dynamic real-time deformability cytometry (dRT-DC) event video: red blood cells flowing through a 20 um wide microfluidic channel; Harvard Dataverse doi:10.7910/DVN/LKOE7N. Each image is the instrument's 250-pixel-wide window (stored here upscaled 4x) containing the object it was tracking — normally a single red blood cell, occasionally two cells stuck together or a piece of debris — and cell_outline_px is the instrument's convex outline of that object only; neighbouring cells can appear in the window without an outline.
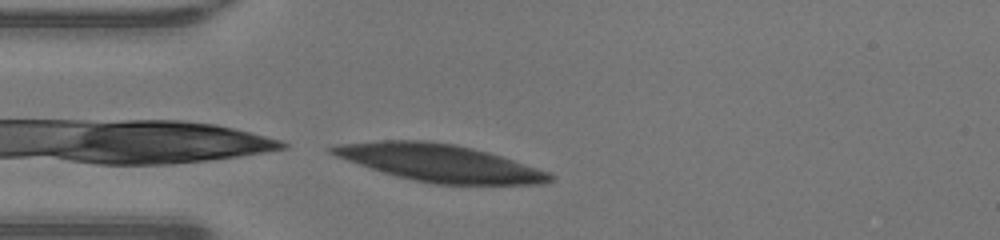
{"species": "human", "species_latin": "Homo sapiens", "temperature_condition": "warm", "stored_images_in_passage": 4, "camera_frame_rate_fps": 3000, "um_per_image_px": 0.085, "donor": {"sex": "male"}, "frame": {"image": 1, "passage_image": 4, "time_ms": 1.0, "image_size_px": [1000, 240], "cell_outline_px": [[556, 180], [540, 184], [436, 184], [396, 176], [336, 156], [328, 152], [328, 148], [336, 144], [380, 140], [428, 140], [456, 144], [488, 152], [548, 172], [556, 176]], "centroid_in_image_um": [37.37, 13.83], "position_along_channel_um": 47.6, "area_um2": 46.82}}